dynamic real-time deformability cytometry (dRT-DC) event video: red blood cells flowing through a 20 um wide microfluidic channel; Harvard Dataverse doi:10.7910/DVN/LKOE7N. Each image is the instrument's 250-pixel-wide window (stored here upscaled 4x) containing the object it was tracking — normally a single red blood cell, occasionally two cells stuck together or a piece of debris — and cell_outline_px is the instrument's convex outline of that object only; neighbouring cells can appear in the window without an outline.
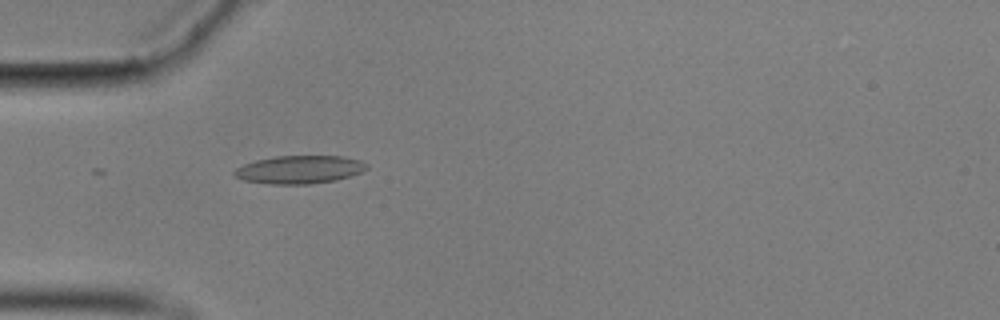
{"species": "common noctule bat (a hibernating species)", "species_latin": "Nyctalus noctula", "temperature_condition": "cold", "stored_images_in_passage": 3, "camera_frame_rate_fps": 3000, "um_per_image_px": 0.085, "animal": {"sex": "male", "body_mass_g": 17.9}, "frame": {"image": 1, "passage_image": 1, "time_ms": 0.0, "image_size_px": [1000, 320], "cell_outline_px": [[368, 168], [360, 172], [336, 180], [312, 184], [272, 184], [244, 180], [236, 176], [232, 172], [236, 168], [244, 164], [256, 160], [276, 156], [344, 156], [360, 160], [368, 164]], "centroid_in_image_um": [25.47, 14.41], "position_along_channel_um": 59.5, "area_um2": 21.56}}